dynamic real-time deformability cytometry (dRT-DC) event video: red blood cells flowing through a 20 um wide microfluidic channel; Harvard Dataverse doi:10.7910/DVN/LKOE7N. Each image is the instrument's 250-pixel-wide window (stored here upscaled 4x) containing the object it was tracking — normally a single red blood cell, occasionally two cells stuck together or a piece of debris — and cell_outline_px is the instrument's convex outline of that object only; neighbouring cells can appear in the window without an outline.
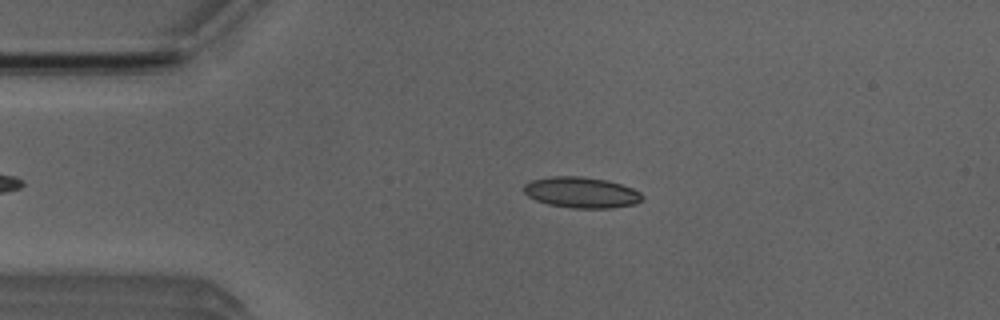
{"species": "Egyptian fruit bat (a non-hibernating species)", "species_latin": "Rousettus aegyptiacus", "temperature_condition": "room temperature", "stored_images_in_passage": 46, "camera_frame_rate_fps": 3000, "um_per_image_px": 0.085, "animal": {"sex": "male"}, "frame": {"image": 1, "passage_image": 4, "time_ms": 1.0, "image_size_px": [1000, 320], "cell_outline_px": [[644, 196], [636, 204], [612, 208], [572, 208], [548, 204], [536, 200], [528, 196], [524, 192], [524, 184], [532, 180], [552, 176], [580, 176], [608, 180], [632, 188], [640, 192]], "centroid_in_image_um": [49.42, 16.36], "position_along_channel_um": 35.6, "area_um2": 21.33}}
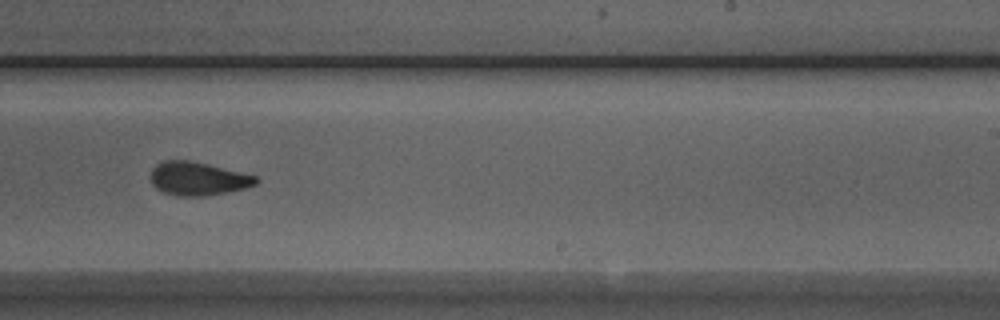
{"frame": {"image": 2, "passage_image": 25, "time_ms": 8.0, "image_size_px": [1000, 320], "cell_outline_px": [[260, 180], [256, 184], [244, 188], [204, 196], [176, 196], [164, 192], [156, 188], [152, 184], [148, 176], [152, 168], [156, 164], [164, 160], [188, 160], [208, 164], [256, 176]], "centroid_in_image_um": [16.76, 15.18], "position_along_channel_um": 272.2, "area_um2": 20.52}}
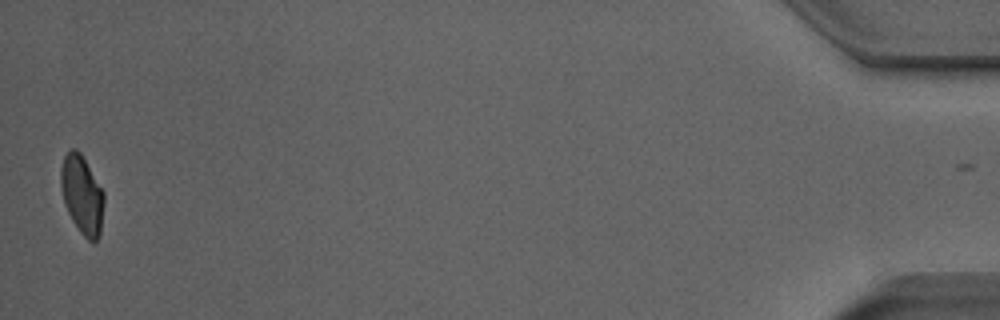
{"frame": {"image": 3, "passage_image": 45, "time_ms": 14.667, "image_size_px": [1000, 320], "cell_outline_px": [[104, 200], [100, 236], [96, 240], [88, 240], [80, 232], [72, 220], [64, 204], [60, 184], [60, 168], [64, 156], [72, 148], [76, 148], [80, 152], [104, 192]], "centroid_in_image_um": [6.96, 16.54], "position_along_channel_um": 428.2, "area_um2": 19.71}, "authors_computed_cell_mechanics": {"area_um2": 20.7502, "velocity_mm_per_s": 3.8489, "shape_relaxation_time_tau1_ms": 3.7544, "shape_relaxation_time_tau2_ms": 1.5333, "deformation_change_tau1": 0.1197, "deformation_change_tau2": 0.0585}}